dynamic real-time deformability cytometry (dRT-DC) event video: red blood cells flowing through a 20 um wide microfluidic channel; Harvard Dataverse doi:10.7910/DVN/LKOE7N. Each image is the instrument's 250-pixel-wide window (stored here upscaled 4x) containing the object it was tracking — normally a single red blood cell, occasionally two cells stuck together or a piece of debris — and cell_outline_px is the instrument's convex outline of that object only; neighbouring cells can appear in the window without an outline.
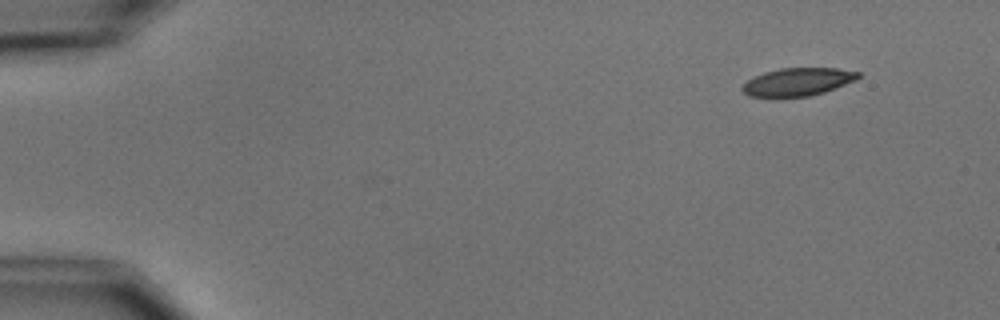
{"species": "common noctule bat (a hibernating species)", "species_latin": "Nyctalus noctula", "temperature_condition": "cold", "stored_images_in_passage": 7, "camera_frame_rate_fps": 3000, "um_per_image_px": 0.085, "animal": {"sex": "male", "body_mass_g": 15.6}, "frame": {"image": 1, "passage_image": 1, "time_ms": 0.0, "image_size_px": [1000, 320], "cell_outline_px": [[860, 76], [856, 80], [824, 92], [808, 96], [748, 96], [740, 88], [752, 76], [764, 72], [780, 68], [836, 68], [860, 72]], "centroid_in_image_um": [67.8, 6.94], "position_along_channel_um": 17.2, "area_um2": 18.67}}
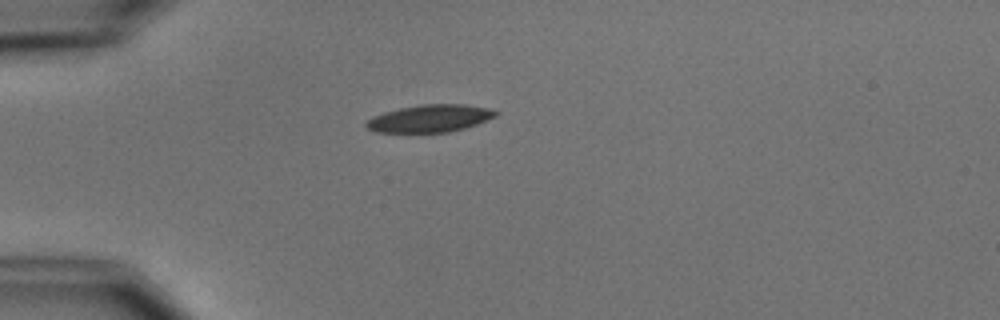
{"frame": {"image": 2, "passage_image": 4, "time_ms": 3.333, "image_size_px": [1000, 320], "cell_outline_px": [[500, 112], [496, 116], [476, 124], [464, 128], [448, 132], [376, 132], [368, 128], [364, 124], [372, 116], [384, 112], [400, 108], [420, 104], [464, 104], [488, 108]], "centroid_in_image_um": [36.54, 10.06], "position_along_channel_um": 48.5, "area_um2": 20.58}}
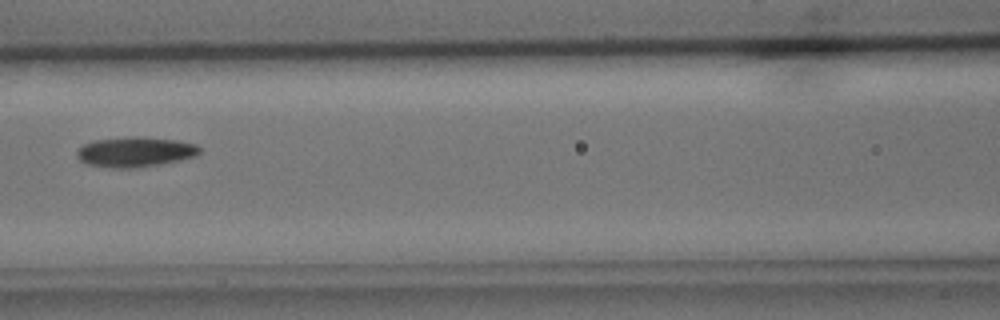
{"frame": {"image": 3, "passage_image": 7, "time_ms": 6.667, "image_size_px": [1000, 320], "cell_outline_px": [[200, 152], [196, 156], [180, 160], [160, 164], [132, 168], [112, 168], [88, 164], [80, 160], [76, 156], [76, 152], [84, 144], [92, 140], [132, 136], [140, 136], [176, 140], [196, 144], [200, 148]], "centroid_in_image_um": [11.48, 12.9], "position_along_channel_um": 155.1, "area_um2": 21.56}}